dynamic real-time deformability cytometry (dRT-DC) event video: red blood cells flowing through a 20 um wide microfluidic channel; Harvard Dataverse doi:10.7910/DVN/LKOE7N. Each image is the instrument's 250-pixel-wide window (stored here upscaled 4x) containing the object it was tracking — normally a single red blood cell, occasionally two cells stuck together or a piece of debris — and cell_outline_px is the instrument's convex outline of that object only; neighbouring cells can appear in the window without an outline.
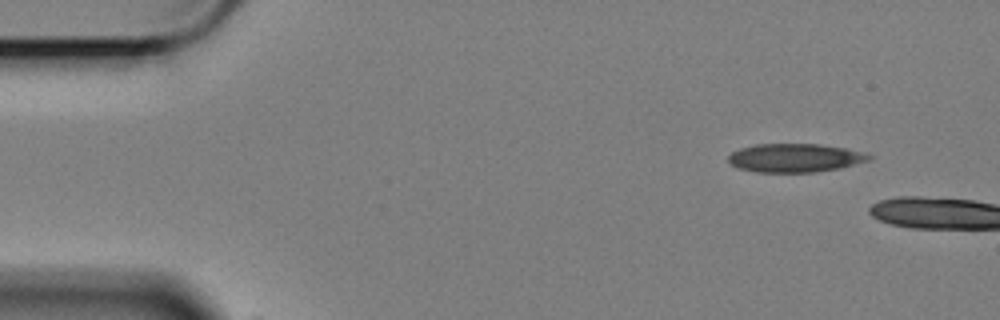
{"species": "Egyptian fruit bat (a non-hibernating species)", "species_latin": "Rousettus aegyptiacus", "temperature_condition": "cold", "stored_images_in_passage": 2, "camera_frame_rate_fps": 3000, "um_per_image_px": 0.085, "animal": {"sex": "female"}, "frame": {"image": 1, "passage_image": 1, "time_ms": 0.0, "image_size_px": [1000, 320], "cell_outline_px": [[872, 160], [840, 168], [816, 172], [756, 172], [740, 168], [732, 164], [728, 160], [728, 156], [732, 152], [740, 148], [756, 144], [820, 144], [844, 148], [860, 152], [872, 156]], "centroid_in_image_um": [67.58, 13.42], "position_along_channel_um": 17.4, "area_um2": 23.29}}